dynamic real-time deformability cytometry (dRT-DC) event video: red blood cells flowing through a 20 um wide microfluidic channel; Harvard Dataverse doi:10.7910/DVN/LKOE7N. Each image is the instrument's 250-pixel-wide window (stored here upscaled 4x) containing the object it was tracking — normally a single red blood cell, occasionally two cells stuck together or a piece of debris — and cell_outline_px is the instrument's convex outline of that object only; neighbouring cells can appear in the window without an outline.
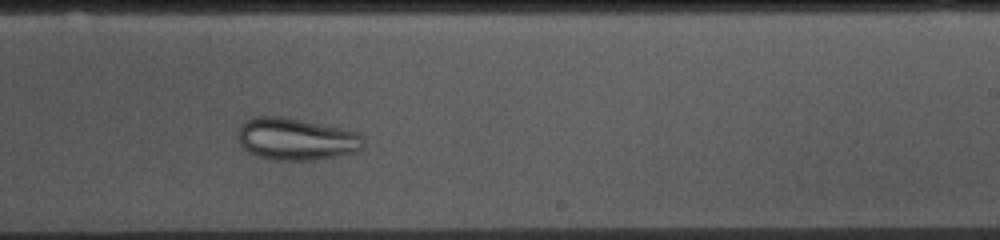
{"species": "common noctule bat (a hibernating species)", "species_latin": "Nyctalus noctula", "temperature_condition": "cold", "stored_images_in_passage": 42, "camera_frame_rate_fps": 3000, "um_per_image_px": 0.085, "animal": {"sex": "female", "body_mass_g": 10.0, "forearm_length_mm": 53.1}, "frame": {"image": 1, "passage_image": 28, "time_ms": 9.0, "image_size_px": [1000, 240], "cell_outline_px": [[364, 144], [356, 152], [336, 156], [312, 160], [272, 160], [256, 156], [248, 152], [240, 144], [236, 136], [244, 120], [252, 116], [280, 116], [340, 128], [356, 132], [364, 136]], "centroid_in_image_um": [25.12, 11.82], "position_along_channel_um": 263.9, "area_um2": 30.87}}
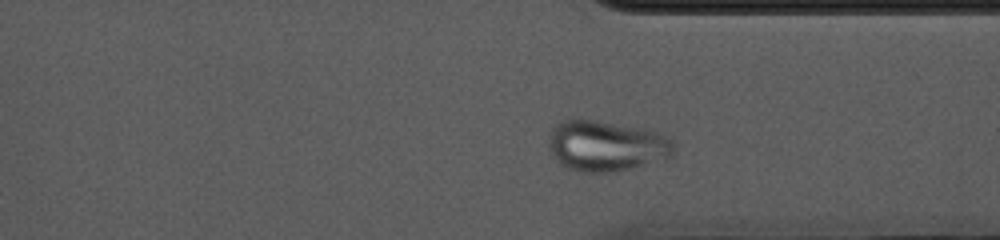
{"frame": {"image": 2, "passage_image": 36, "time_ms": 11.667, "image_size_px": [1000, 240], "cell_outline_px": [[672, 152], [668, 156], [616, 172], [576, 172], [560, 164], [552, 156], [548, 148], [548, 136], [552, 128], [556, 124], [564, 120], [592, 120], [640, 128], [656, 132], [668, 136], [672, 140]], "centroid_in_image_um": [51.42, 12.4], "position_along_channel_um": 360.0, "area_um2": 36.41}}